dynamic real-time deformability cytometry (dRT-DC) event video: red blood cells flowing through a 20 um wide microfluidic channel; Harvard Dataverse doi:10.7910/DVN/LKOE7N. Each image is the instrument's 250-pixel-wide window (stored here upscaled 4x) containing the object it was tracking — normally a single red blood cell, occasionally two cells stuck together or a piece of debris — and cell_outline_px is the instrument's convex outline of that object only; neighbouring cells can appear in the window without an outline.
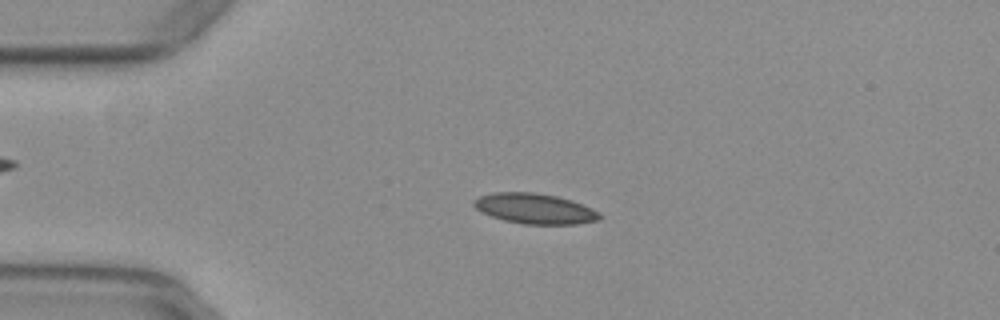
{"species": "common noctule bat (a hibernating species)", "species_latin": "Nyctalus noctula", "temperature_condition": "warm", "stored_images_in_passage": 53, "camera_frame_rate_fps": 3000, "um_per_image_px": 0.085, "animal": {"sex": "female", "body_mass_g": 29.2, "forearm_length_mm": 56.3}, "frame": {"image": 1, "passage_image": 12, "time_ms": 3.667, "image_size_px": [1000, 320], "cell_outline_px": [[604, 216], [600, 220], [576, 224], [524, 224], [504, 220], [492, 216], [476, 208], [472, 204], [472, 200], [480, 196], [492, 192], [536, 192], [556, 196], [572, 200], [592, 208], [600, 212]], "centroid_in_image_um": [45.5, 17.73], "position_along_channel_um": 39.5, "area_um2": 22.37}}
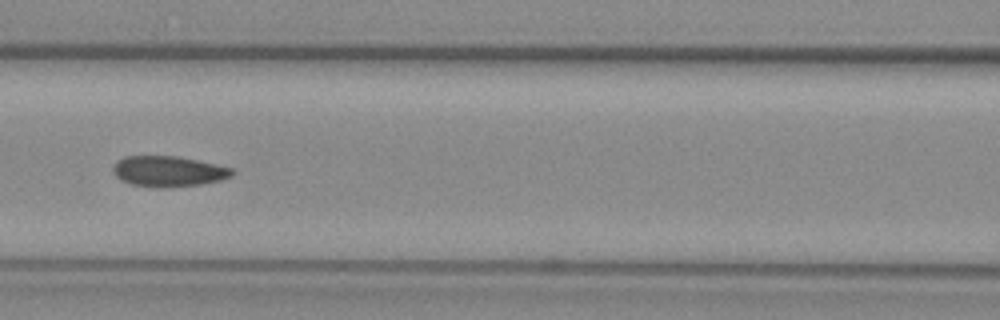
{"frame": {"image": 2, "passage_image": 23, "time_ms": 7.333, "image_size_px": [1000, 320], "cell_outline_px": [[236, 172], [232, 176], [220, 180], [200, 184], [164, 188], [152, 188], [132, 184], [120, 180], [112, 172], [112, 168], [116, 160], [124, 156], [176, 156], [216, 164], [232, 168]], "centroid_in_image_um": [14.28, 14.57], "position_along_channel_um": 152.3, "area_um2": 21.44}}
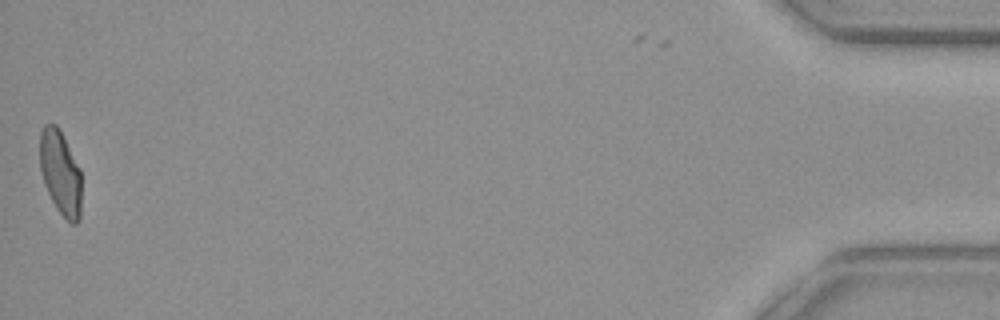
{"frame": {"image": 3, "passage_image": 52, "time_ms": 17.0, "image_size_px": [1000, 320], "cell_outline_px": [[80, 220], [76, 224], [72, 224], [56, 208], [44, 184], [40, 168], [40, 132], [44, 124], [56, 124], [80, 168]], "centroid_in_image_um": [5.12, 14.68], "position_along_channel_um": 430.1, "area_um2": 20.17}, "authors_computed_cell_mechanics": {"area_um2": 21.3282, "velocity_mm_per_s": 3.9293, "shape_relaxation_time_tau1_ms": null, "shape_relaxation_time_tau2_ms": 1.4717, "deformation_change_tau1": null, "deformation_change_tau2": 0.0806}}